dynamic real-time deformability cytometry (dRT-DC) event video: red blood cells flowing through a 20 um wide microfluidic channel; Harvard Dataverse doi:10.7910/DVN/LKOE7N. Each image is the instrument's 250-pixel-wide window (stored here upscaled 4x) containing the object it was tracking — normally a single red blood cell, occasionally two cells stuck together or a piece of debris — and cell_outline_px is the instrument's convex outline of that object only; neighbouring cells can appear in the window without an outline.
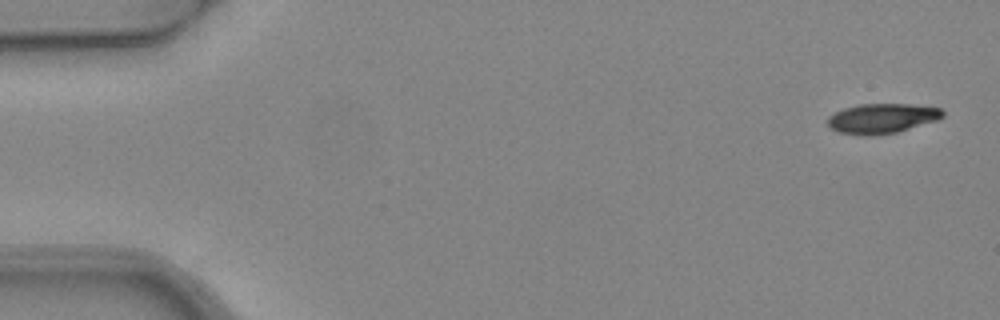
{"species": "common noctule bat (a hibernating species)", "species_latin": "Nyctalus noctula", "temperature_condition": "warm", "stored_images_in_passage": 4, "camera_frame_rate_fps": 3000, "um_per_image_px": 0.085, "animal": {"sex": "female", "body_mass_g": 24.6, "forearm_length_mm": 56.2}, "frame": {"image": 1, "passage_image": 1, "time_ms": 0.0, "image_size_px": [1000, 320], "cell_outline_px": [[944, 116], [936, 120], [896, 132], [876, 136], [864, 136], [840, 132], [832, 128], [828, 124], [828, 116], [844, 108], [860, 104], [908, 104], [940, 108], [944, 112]], "centroid_in_image_um": [74.96, 10.07], "position_along_channel_um": 10.0, "area_um2": 19.83}}
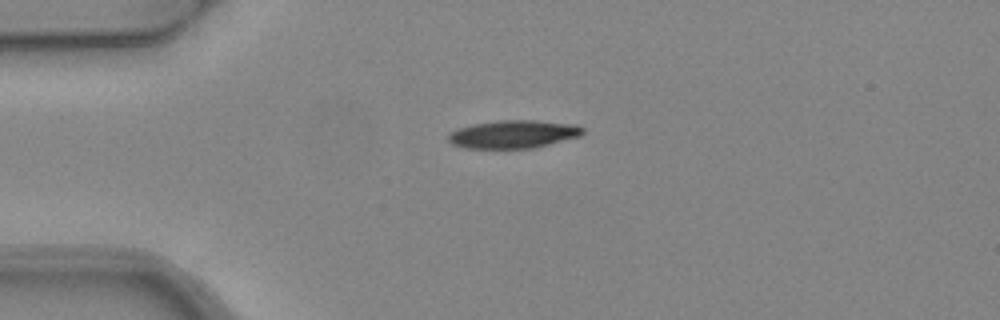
{"frame": {"image": 2, "passage_image": 4, "time_ms": 1.0, "image_size_px": [1000, 320], "cell_outline_px": [[584, 132], [580, 136], [532, 148], [464, 148], [452, 144], [448, 140], [448, 136], [456, 128], [472, 124], [500, 120], [536, 120], [576, 124], [584, 128]], "centroid_in_image_um": [43.63, 11.4], "position_along_channel_um": 41.4, "area_um2": 21.96}}